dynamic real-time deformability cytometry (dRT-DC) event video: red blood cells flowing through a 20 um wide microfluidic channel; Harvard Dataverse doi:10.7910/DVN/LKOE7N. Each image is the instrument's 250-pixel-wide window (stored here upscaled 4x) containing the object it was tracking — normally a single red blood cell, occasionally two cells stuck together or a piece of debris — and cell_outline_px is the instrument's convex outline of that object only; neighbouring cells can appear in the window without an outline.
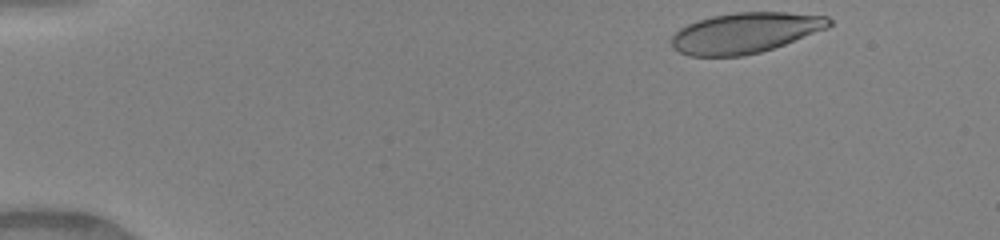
{"species": "human", "species_latin": "Homo sapiens", "temperature_condition": "warm", "stored_images_in_passage": 44, "camera_frame_rate_fps": 3000, "um_per_image_px": 0.085, "donor": {"sex": "female"}, "frame": {"image": 1, "passage_image": 1, "time_ms": 0.0, "image_size_px": [1000, 240], "cell_outline_px": [[832, 24], [828, 28], [784, 44], [760, 52], [744, 56], [688, 56], [672, 48], [672, 36], [680, 28], [688, 24], [712, 16], [736, 12], [784, 12], [828, 16], [832, 20]], "centroid_in_image_um": [63.35, 2.79], "position_along_channel_um": 21.7, "area_um2": 37.05}}
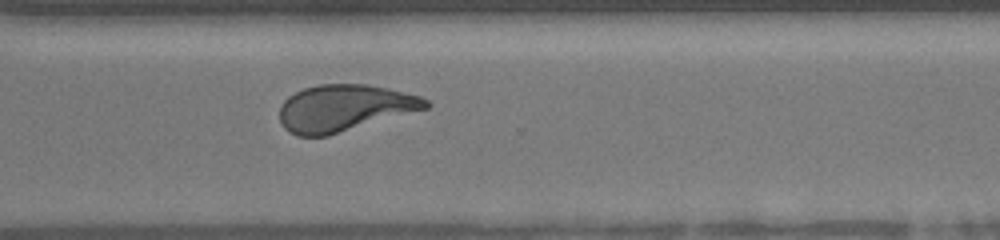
{"frame": {"image": 2, "passage_image": 32, "time_ms": 10.333, "image_size_px": [1000, 240], "cell_outline_px": [[432, 104], [428, 108], [328, 136], [296, 136], [288, 132], [284, 128], [280, 120], [280, 104], [288, 96], [304, 88], [320, 84], [364, 84], [388, 88], [420, 96], [428, 100]], "centroid_in_image_um": [29.26, 9.19], "position_along_channel_um": 341.3, "area_um2": 39.88}}
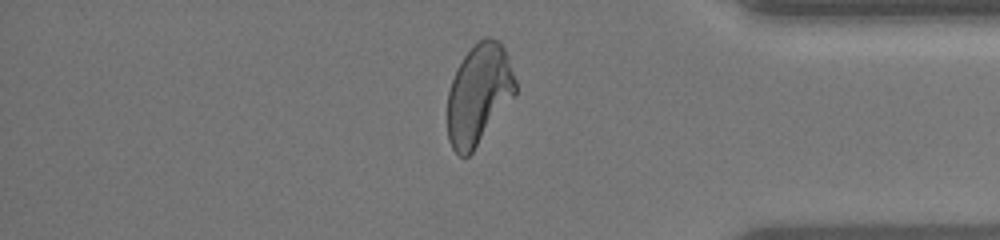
{"frame": {"image": 3, "passage_image": 37, "time_ms": 12.0, "image_size_px": [1000, 240], "cell_outline_px": [[516, 96], [472, 152], [468, 156], [460, 156], [452, 148], [448, 140], [448, 92], [456, 68], [464, 56], [484, 36], [488, 36], [500, 40], [508, 56], [516, 80]], "centroid_in_image_um": [40.72, 8.01], "position_along_channel_um": 394.5, "area_um2": 39.94}, "authors_computed_cell_mechanics": {"area_um2": 39.9976, "velocity_mm_per_s": 4.1448, "shape_relaxation_time_tau1_ms": 7.1542, "shape_relaxation_time_tau2_ms": 0.7937, "deformation_change_tau1": 0.2486, "deformation_change_tau2": 0.0884}}